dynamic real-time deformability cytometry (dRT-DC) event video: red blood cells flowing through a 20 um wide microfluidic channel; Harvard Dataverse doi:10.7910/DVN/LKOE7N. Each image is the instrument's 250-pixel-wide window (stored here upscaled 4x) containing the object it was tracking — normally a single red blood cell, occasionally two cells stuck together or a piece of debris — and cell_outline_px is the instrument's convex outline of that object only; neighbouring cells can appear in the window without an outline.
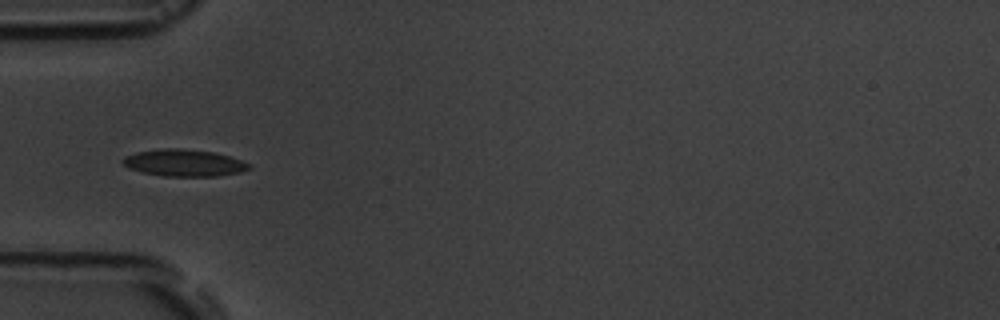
{"species": "common noctule bat (a hibernating species)", "species_latin": "Nyctalus noctula", "temperature_condition": "room temperature", "stored_images_in_passage": 8, "camera_frame_rate_fps": 3000, "um_per_image_px": 0.085, "animal": {"sex": "male", "body_mass_g": 19.5, "forearm_length_mm": 54.6}, "frame": {"image": 1, "passage_image": 4, "time_ms": 4.333, "image_size_px": [1000, 320], "cell_outline_px": [[252, 168], [240, 172], [216, 176], [164, 176], [144, 172], [128, 168], [120, 160], [124, 156], [136, 152], [160, 148], [180, 148], [212, 152], [228, 156], [252, 164]], "centroid_in_image_um": [15.63, 13.84], "position_along_channel_um": 69.4, "area_um2": 19.77}}
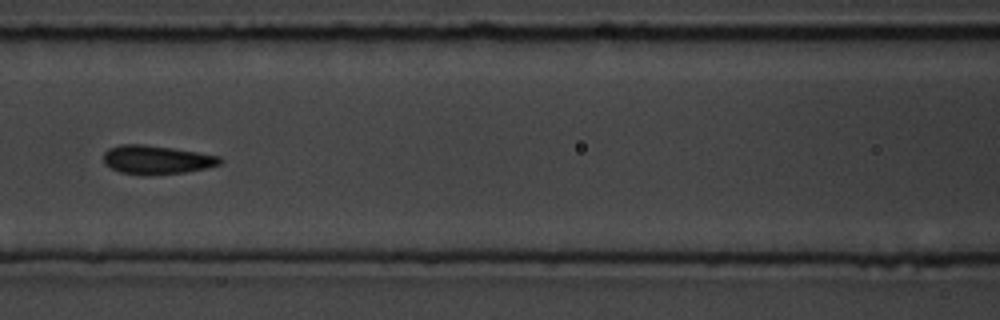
{"frame": {"image": 2, "passage_image": 6, "time_ms": 6.667, "image_size_px": [1000, 320], "cell_outline_px": [[224, 160], [220, 164], [204, 168], [184, 172], [144, 176], [120, 172], [104, 164], [104, 152], [108, 148], [120, 144], [144, 144], [172, 148], [220, 156]], "centroid_in_image_um": [13.28, 13.58], "position_along_channel_um": 153.3, "area_um2": 19.54}}
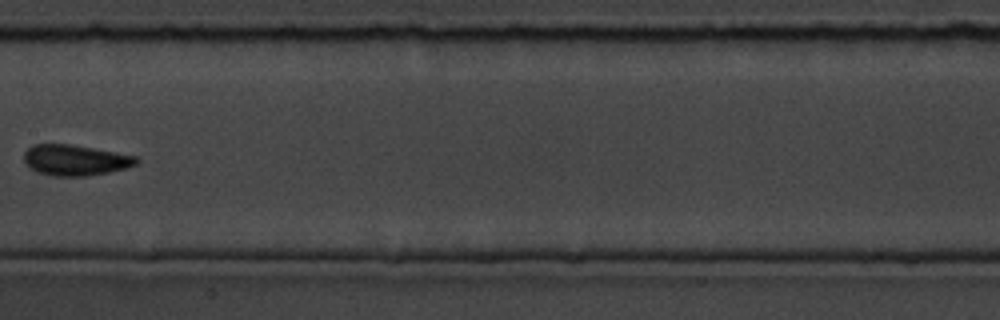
{"frame": {"image": 3, "passage_image": 7, "time_ms": 8.0, "image_size_px": [1000, 320], "cell_outline_px": [[140, 160], [136, 164], [128, 168], [88, 176], [52, 176], [36, 172], [24, 160], [24, 152], [32, 144], [68, 144], [116, 152], [136, 156]], "centroid_in_image_um": [6.41, 13.61], "position_along_channel_um": 201.0, "area_um2": 20.11}}